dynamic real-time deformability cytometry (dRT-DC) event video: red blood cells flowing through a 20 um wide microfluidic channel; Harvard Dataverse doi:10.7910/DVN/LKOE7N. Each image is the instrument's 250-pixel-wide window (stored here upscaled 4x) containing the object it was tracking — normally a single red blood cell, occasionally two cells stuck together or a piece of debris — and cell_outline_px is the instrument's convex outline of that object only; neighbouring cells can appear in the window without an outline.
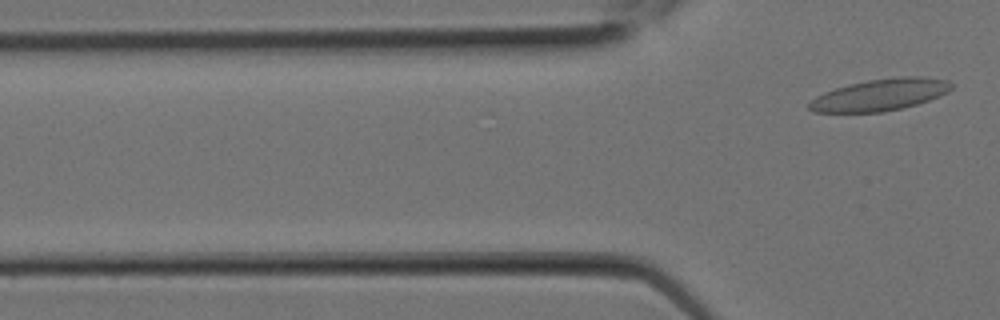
{"species": "Egyptian fruit bat (a non-hibernating species)", "species_latin": "Rousettus aegyptiacus", "temperature_condition": "room temperature", "stored_images_in_passage": 3, "camera_frame_rate_fps": 3000, "um_per_image_px": 0.085, "animal": {"sex": "female"}, "frame": {"image": 1, "passage_image": 3, "time_ms": 0.667, "image_size_px": [1000, 320], "cell_outline_px": [[952, 88], [948, 92], [940, 96], [916, 104], [900, 108], [880, 112], [812, 112], [808, 108], [808, 104], [816, 96], [824, 92], [848, 84], [868, 80], [900, 76], [924, 76], [944, 80], [952, 84]], "centroid_in_image_um": [74.79, 8.05], "position_along_channel_um": 51.0, "area_um2": 26.18}}